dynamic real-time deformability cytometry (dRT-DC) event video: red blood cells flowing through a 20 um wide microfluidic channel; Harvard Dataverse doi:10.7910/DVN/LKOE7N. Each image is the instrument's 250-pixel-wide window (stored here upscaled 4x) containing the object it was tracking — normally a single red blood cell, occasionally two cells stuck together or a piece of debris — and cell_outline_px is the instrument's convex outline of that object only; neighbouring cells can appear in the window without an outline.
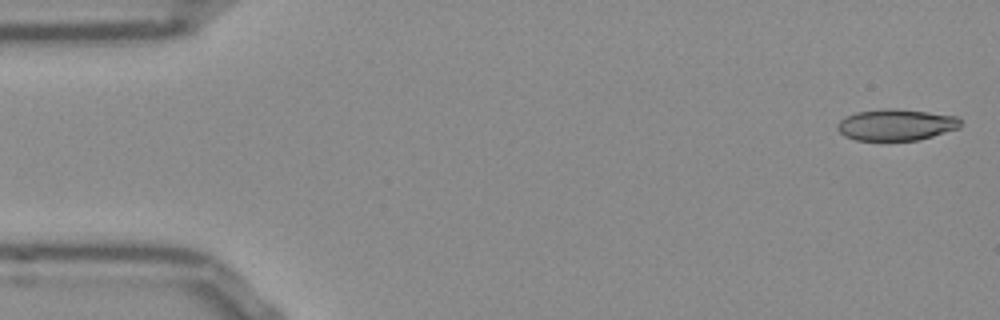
{"species": "Egyptian fruit bat (a non-hibernating species)", "species_latin": "Rousettus aegyptiacus", "temperature_condition": "room temperature", "stored_images_in_passage": 9, "camera_frame_rate_fps": 3000, "um_per_image_px": 0.085, "frame": {"image": 1, "passage_image": 1, "time_ms": 0.0, "image_size_px": [1000, 320], "cell_outline_px": [[960, 128], [932, 136], [916, 140], [856, 140], [844, 136], [836, 128], [836, 124], [840, 120], [856, 112], [888, 108], [892, 108], [928, 112], [956, 116], [960, 120]], "centroid_in_image_um": [76.15, 10.61], "position_along_channel_um": 8.9, "area_um2": 22.37}}